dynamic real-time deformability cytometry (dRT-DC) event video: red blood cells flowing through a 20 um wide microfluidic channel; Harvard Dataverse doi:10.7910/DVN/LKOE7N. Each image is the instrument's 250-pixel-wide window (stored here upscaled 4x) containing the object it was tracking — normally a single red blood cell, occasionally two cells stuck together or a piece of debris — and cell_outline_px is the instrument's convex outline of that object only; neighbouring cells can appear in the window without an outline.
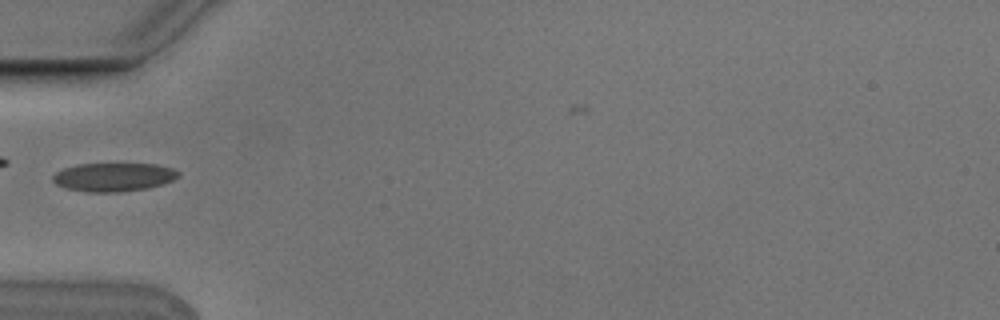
{"species": "Egyptian fruit bat (a non-hibernating species)", "species_latin": "Rousettus aegyptiacus", "temperature_condition": "cold", "stored_images_in_passage": 3, "camera_frame_rate_fps": 3000, "um_per_image_px": 0.085, "animal": {"sex": "male"}, "frame": {"image": 1, "passage_image": 2, "time_ms": 0.333, "image_size_px": [1000, 320], "cell_outline_px": [[180, 176], [164, 184], [148, 188], [120, 192], [88, 192], [64, 188], [56, 184], [52, 180], [52, 176], [56, 172], [64, 168], [80, 164], [156, 164], [172, 168], [180, 172]], "centroid_in_image_um": [9.67, 15.06], "position_along_channel_um": 75.3, "area_um2": 20.98}}